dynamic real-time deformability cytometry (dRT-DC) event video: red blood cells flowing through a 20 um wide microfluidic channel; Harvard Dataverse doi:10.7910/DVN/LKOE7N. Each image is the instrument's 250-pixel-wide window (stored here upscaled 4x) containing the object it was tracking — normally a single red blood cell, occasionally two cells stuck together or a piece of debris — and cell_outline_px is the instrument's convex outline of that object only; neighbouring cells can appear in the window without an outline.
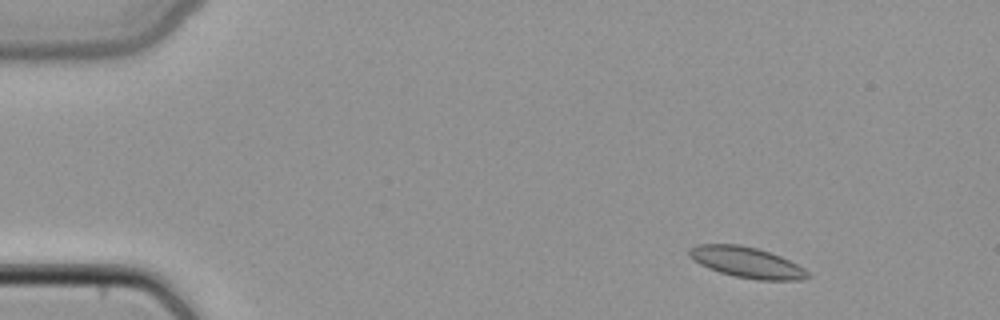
{"species": "common noctule bat (a hibernating species)", "species_latin": "Nyctalus noctula", "temperature_condition": "cold", "stored_images_in_passage": 43, "camera_frame_rate_fps": 3000, "um_per_image_px": 0.085, "animal": {"sex": "female", "body_mass_g": 22.7, "forearm_length_mm": 54.2}, "frame": {"image": 1, "passage_image": 1, "time_ms": 0.0, "image_size_px": [1000, 320], "cell_outline_px": [[812, 276], [800, 280], [760, 280], [736, 276], [720, 272], [708, 268], [692, 260], [688, 256], [688, 248], [696, 244], [740, 244], [756, 248], [780, 256], [804, 268]], "centroid_in_image_um": [63.43, 22.29], "position_along_channel_um": 21.6, "area_um2": 21.21}}
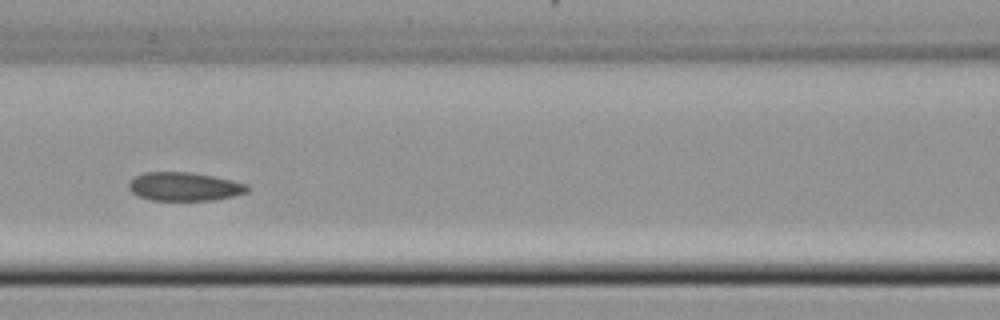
{"frame": {"image": 2, "passage_image": 17, "time_ms": 5.333, "image_size_px": [1000, 320], "cell_outline_px": [[248, 192], [216, 200], [152, 200], [140, 196], [132, 192], [128, 188], [128, 180], [144, 172], [192, 172], [232, 180], [248, 184]], "centroid_in_image_um": [15.66, 15.85], "position_along_channel_um": 150.9, "area_um2": 19.77}}
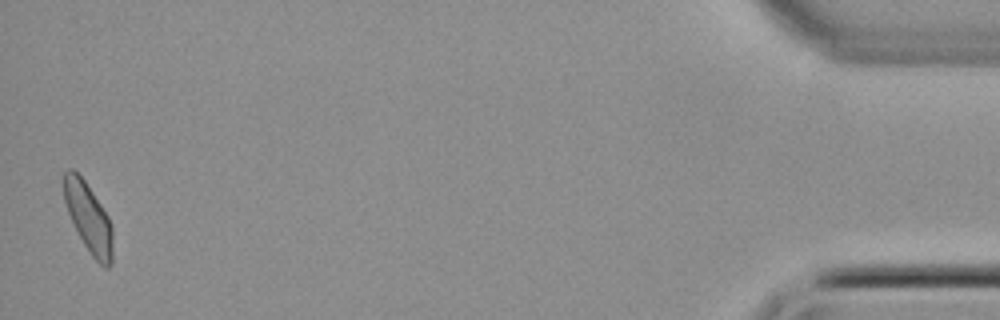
{"frame": {"image": 3, "passage_image": 43, "time_ms": 14.0, "image_size_px": [1000, 320], "cell_outline_px": [[112, 264], [108, 268], [104, 268], [92, 256], [84, 244], [68, 212], [64, 200], [60, 180], [64, 172], [68, 168], [72, 168], [84, 180], [108, 216], [112, 224]], "centroid_in_image_um": [7.49, 18.47], "position_along_channel_um": 427.7, "area_um2": 19.77}}